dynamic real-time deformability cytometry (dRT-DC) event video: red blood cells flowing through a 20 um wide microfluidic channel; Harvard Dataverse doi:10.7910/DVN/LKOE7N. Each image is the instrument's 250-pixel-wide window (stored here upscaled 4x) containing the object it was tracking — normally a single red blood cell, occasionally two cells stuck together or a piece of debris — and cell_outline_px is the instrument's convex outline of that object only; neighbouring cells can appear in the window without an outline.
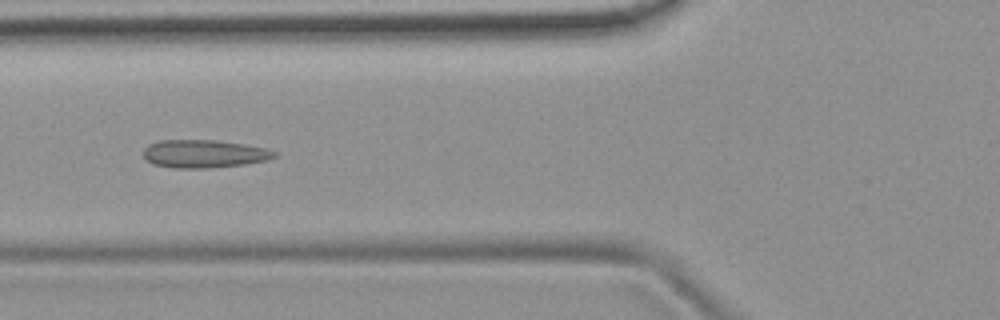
{"species": "common noctule bat (a hibernating species)", "species_latin": "Nyctalus noctula", "temperature_condition": "room temperature", "stored_images_in_passage": 6, "camera_frame_rate_fps": 3000, "um_per_image_px": 0.085, "animal": {"sex": "female", "body_mass_g": 19.9}, "frame": {"image": 1, "passage_image": 5, "time_ms": 4.333, "image_size_px": [1000, 320], "cell_outline_px": [[276, 156], [268, 160], [244, 164], [212, 168], [172, 168], [152, 164], [144, 160], [144, 148], [148, 144], [160, 140], [216, 140], [244, 144], [264, 148], [276, 152]], "centroid_in_image_um": [17.3, 13.08], "position_along_channel_um": 108.5, "area_um2": 21.5}}
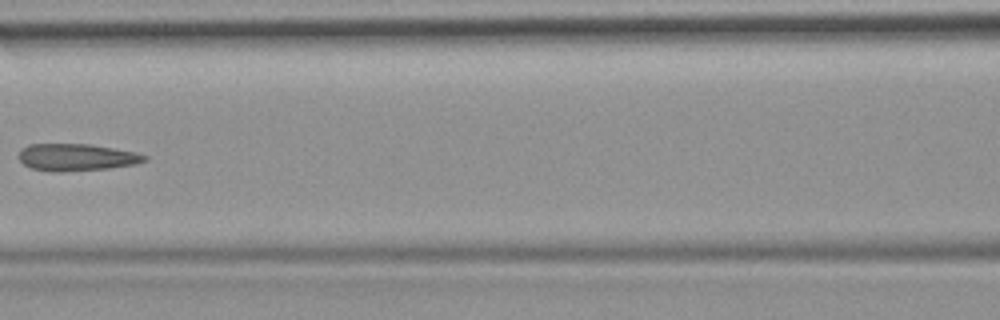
{"frame": {"image": 2, "passage_image": 6, "time_ms": 5.667, "image_size_px": [1000, 320], "cell_outline_px": [[148, 160], [136, 164], [108, 168], [64, 172], [52, 172], [32, 168], [24, 164], [20, 160], [20, 152], [28, 144], [92, 144], [136, 152], [148, 156]], "centroid_in_image_um": [6.55, 13.37], "position_along_channel_um": 160.0, "area_um2": 19.88}}